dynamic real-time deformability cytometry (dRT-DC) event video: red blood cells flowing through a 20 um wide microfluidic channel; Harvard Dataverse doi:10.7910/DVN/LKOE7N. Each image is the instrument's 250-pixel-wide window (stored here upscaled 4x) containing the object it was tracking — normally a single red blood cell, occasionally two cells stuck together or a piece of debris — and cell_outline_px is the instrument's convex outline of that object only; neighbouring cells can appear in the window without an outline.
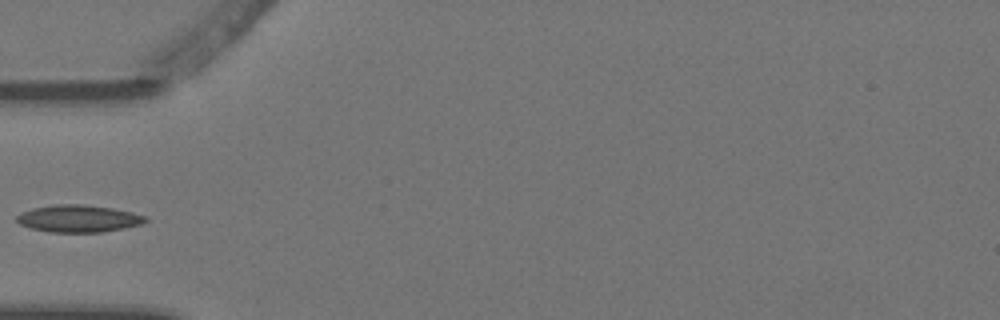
{"species": "Egyptian fruit bat (a non-hibernating species)", "species_latin": "Rousettus aegyptiacus", "temperature_condition": "warm", "stored_images_in_passage": 2, "camera_frame_rate_fps": 3000, "um_per_image_px": 0.085, "animal": {"sex": "female"}, "frame": {"image": 1, "passage_image": 1, "time_ms": 0.0, "image_size_px": [1000, 320], "cell_outline_px": [[148, 220], [140, 224], [124, 228], [100, 232], [48, 232], [28, 228], [20, 224], [16, 220], [16, 216], [20, 212], [32, 208], [56, 204], [84, 204], [112, 208], [132, 212], [148, 216]], "centroid_in_image_um": [6.64, 18.57], "position_along_channel_um": 78.4, "area_um2": 20.58}}
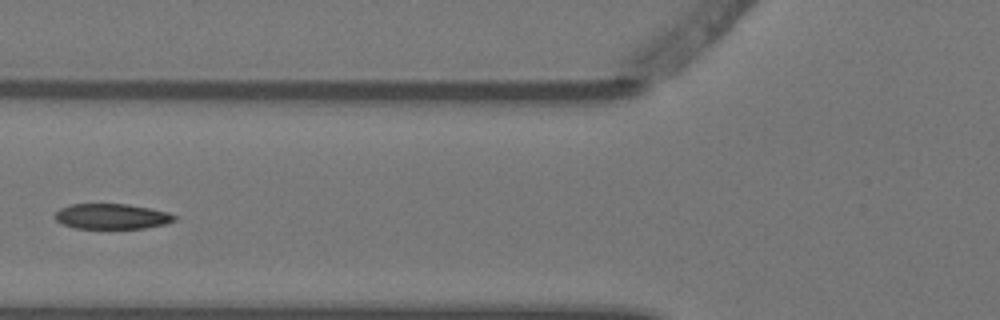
{"frame": {"image": 2, "passage_image": 2, "time_ms": 0.333, "image_size_px": [1000, 320], "cell_outline_px": [[176, 220], [168, 224], [144, 228], [76, 228], [64, 224], [56, 220], [56, 212], [60, 208], [72, 204], [128, 204], [152, 208], [168, 212], [176, 216]], "centroid_in_image_um": [9.56, 18.39], "position_along_channel_um": 116.2, "area_um2": 17.63}}